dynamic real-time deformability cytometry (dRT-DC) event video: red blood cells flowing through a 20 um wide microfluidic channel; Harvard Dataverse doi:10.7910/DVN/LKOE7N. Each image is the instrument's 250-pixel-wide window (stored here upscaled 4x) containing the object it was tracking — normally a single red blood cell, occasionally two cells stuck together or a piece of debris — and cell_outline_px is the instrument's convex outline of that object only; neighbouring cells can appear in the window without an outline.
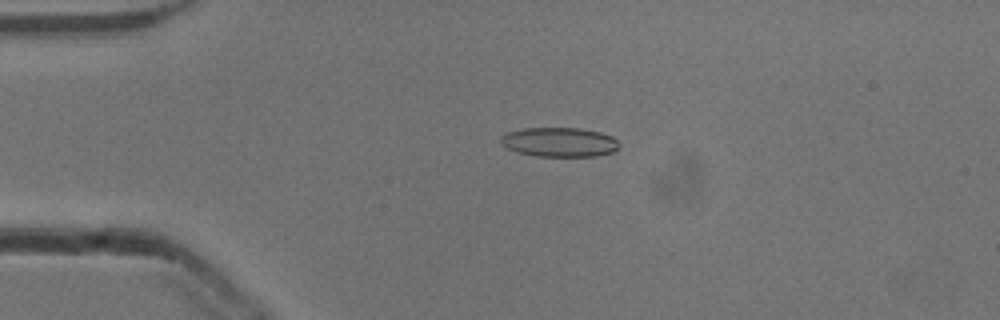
{"species": "common noctule bat (a hibernating species)", "species_latin": "Nyctalus noctula", "temperature_condition": "cold", "stored_images_in_passage": 53, "camera_frame_rate_fps": 3000, "um_per_image_px": 0.085, "animal": {"sex": "male", "body_mass_g": 13.3}, "frame": {"image": 1, "passage_image": 12, "time_ms": 3.667, "image_size_px": [1000, 320], "cell_outline_px": [[620, 148], [612, 152], [596, 156], [536, 156], [516, 152], [500, 144], [500, 136], [508, 132], [524, 128], [580, 128], [600, 132], [612, 136], [620, 144]], "centroid_in_image_um": [47.55, 12.08], "position_along_channel_um": 37.5, "area_um2": 20.4}}
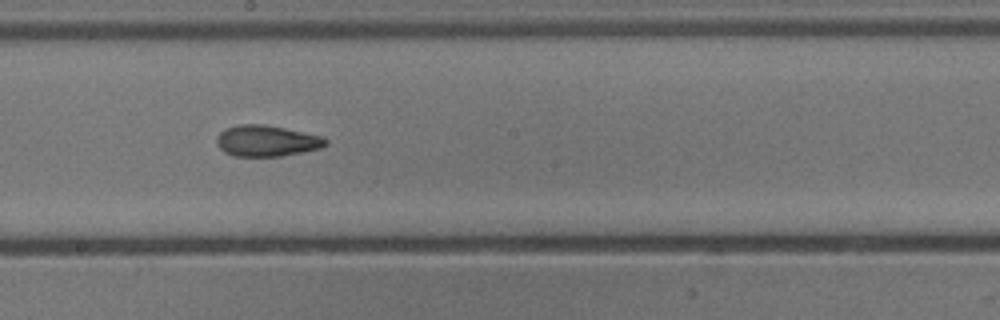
{"frame": {"image": 2, "passage_image": 29, "time_ms": 9.333, "image_size_px": [1000, 320], "cell_outline_px": [[328, 144], [320, 148], [280, 156], [236, 156], [224, 152], [216, 144], [216, 140], [220, 132], [228, 128], [240, 124], [264, 124], [324, 136], [328, 140]], "centroid_in_image_um": [22.68, 11.97], "position_along_channel_um": 225.5, "area_um2": 19.65}}
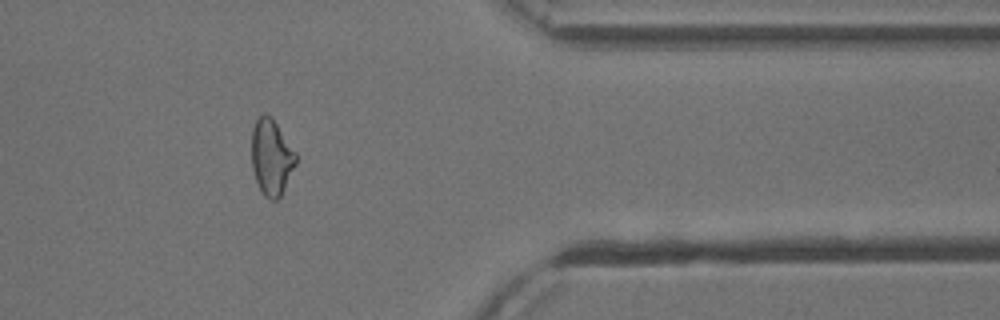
{"frame": {"image": 3, "passage_image": 43, "time_ms": 14.0, "image_size_px": [1000, 320], "cell_outline_px": [[296, 164], [280, 196], [276, 200], [268, 200], [264, 196], [256, 180], [252, 168], [252, 128], [256, 120], [264, 112], [272, 116], [296, 152]], "centroid_in_image_um": [23.07, 13.33], "position_along_channel_um": 388.3, "area_um2": 19.59}, "authors_computed_cell_mechanics": {"area_um2": 19.941, "velocity_mm_per_s": 3.8951, "shape_relaxation_time_tau1_ms": 9.3698, "shape_relaxation_time_tau2_ms": 2.4541, "deformation_change_tau1": 0.1842, "deformation_change_tau2": 0.0934}}